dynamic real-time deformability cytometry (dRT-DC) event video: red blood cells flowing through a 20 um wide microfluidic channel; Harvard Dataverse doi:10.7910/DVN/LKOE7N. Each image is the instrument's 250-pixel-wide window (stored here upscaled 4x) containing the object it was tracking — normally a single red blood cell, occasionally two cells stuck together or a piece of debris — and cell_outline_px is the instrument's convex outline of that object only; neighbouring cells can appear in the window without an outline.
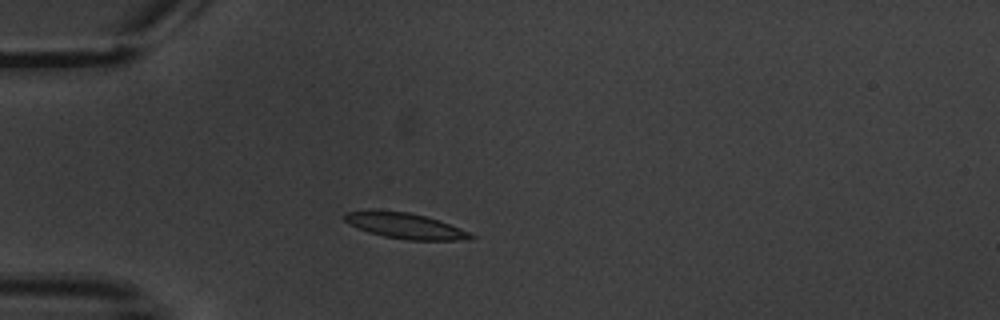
{"species": "common noctule bat (a hibernating species)", "species_latin": "Nyctalus noctula", "temperature_condition": "warm", "stored_images_in_passage": 10, "camera_frame_rate_fps": 3000, "um_per_image_px": 0.085, "animal": {"sex": "male", "body_mass_g": 20.1, "forearm_length_mm": 53.5}, "frame": {"image": 1, "passage_image": 2, "time_ms": 1.333, "image_size_px": [1000, 320], "cell_outline_px": [[476, 236], [468, 240], [404, 240], [384, 236], [368, 232], [344, 220], [344, 212], [368, 208], [372, 208], [408, 212], [424, 216], [460, 228]], "centroid_in_image_um": [34.37, 19.17], "position_along_channel_um": 50.6, "area_um2": 19.02}}
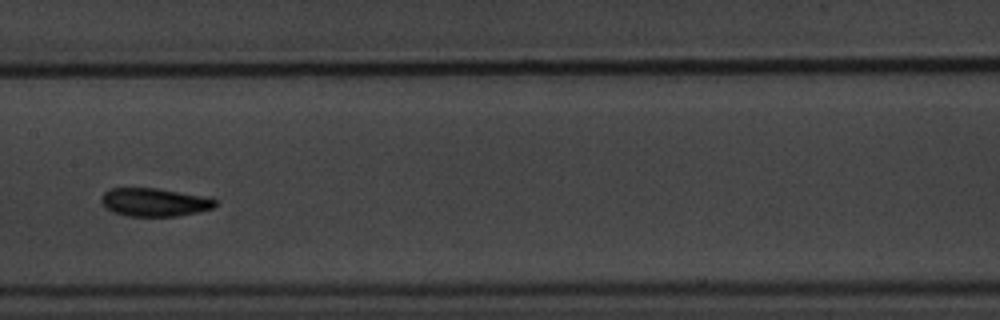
{"frame": {"image": 2, "passage_image": 6, "time_ms": 6.0, "image_size_px": [1000, 320], "cell_outline_px": [[220, 200], [212, 208], [196, 212], [176, 216], [128, 216], [112, 212], [104, 208], [100, 200], [100, 196], [108, 188], [156, 188], [200, 196]], "centroid_in_image_um": [13.04, 17.19], "position_along_channel_um": 194.4, "area_um2": 18.73}}
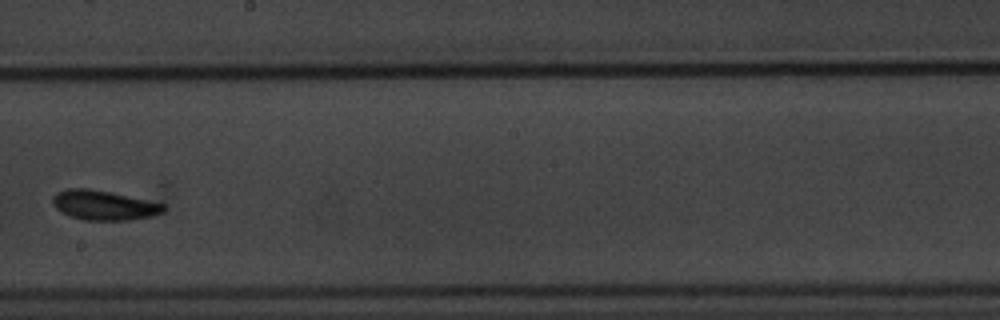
{"frame": {"image": 3, "passage_image": 7, "time_ms": 7.333, "image_size_px": [1000, 320], "cell_outline_px": [[164, 212], [152, 216], [128, 220], [84, 220], [68, 216], [60, 212], [52, 204], [52, 196], [56, 192], [64, 188], [88, 188], [112, 192], [164, 204]], "centroid_in_image_um": [8.76, 17.44], "position_along_channel_um": 239.4, "area_um2": 19.36}}